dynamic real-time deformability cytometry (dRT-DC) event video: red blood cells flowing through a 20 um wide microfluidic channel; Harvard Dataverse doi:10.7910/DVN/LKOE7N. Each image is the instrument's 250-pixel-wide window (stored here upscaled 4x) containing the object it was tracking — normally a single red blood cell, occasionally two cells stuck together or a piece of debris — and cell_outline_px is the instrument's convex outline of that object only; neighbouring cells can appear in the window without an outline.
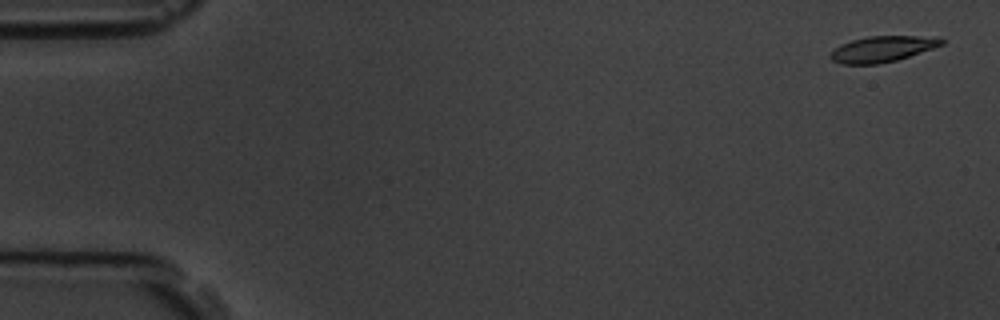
{"species": "common noctule bat (a hibernating species)", "species_latin": "Nyctalus noctula", "temperature_condition": "room temperature", "stored_images_in_passage": 4, "camera_frame_rate_fps": 3000, "um_per_image_px": 0.085, "animal": {"sex": "male", "body_mass_g": 19.5, "forearm_length_mm": 54.6}, "frame": {"image": 1, "passage_image": 1, "time_ms": 0.0, "image_size_px": [1000, 320], "cell_outline_px": [[944, 44], [896, 60], [876, 64], [840, 64], [832, 60], [828, 56], [840, 44], [852, 40], [868, 36], [916, 36], [944, 40]], "centroid_in_image_um": [74.91, 4.17], "position_along_channel_um": 10.1, "area_um2": 16.36}}
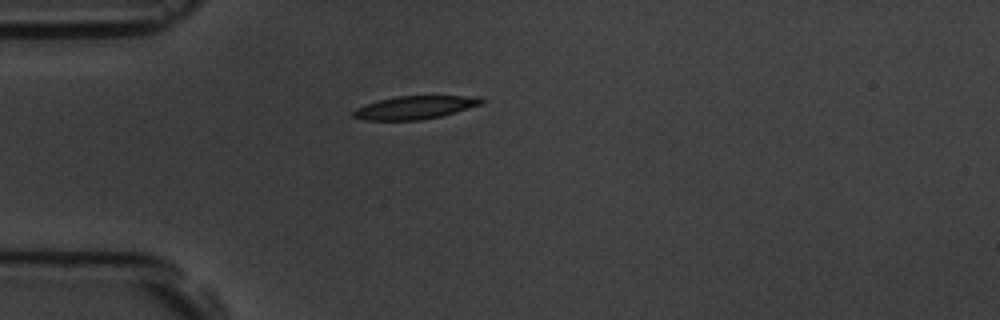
{"frame": {"image": 2, "passage_image": 4, "time_ms": 4.333, "image_size_px": [1000, 320], "cell_outline_px": [[488, 100], [484, 104], [456, 112], [440, 116], [420, 120], [364, 120], [352, 116], [352, 112], [356, 108], [380, 100], [396, 96], [464, 96]], "centroid_in_image_um": [35.29, 9.14], "position_along_channel_um": 49.7, "area_um2": 17.11}}